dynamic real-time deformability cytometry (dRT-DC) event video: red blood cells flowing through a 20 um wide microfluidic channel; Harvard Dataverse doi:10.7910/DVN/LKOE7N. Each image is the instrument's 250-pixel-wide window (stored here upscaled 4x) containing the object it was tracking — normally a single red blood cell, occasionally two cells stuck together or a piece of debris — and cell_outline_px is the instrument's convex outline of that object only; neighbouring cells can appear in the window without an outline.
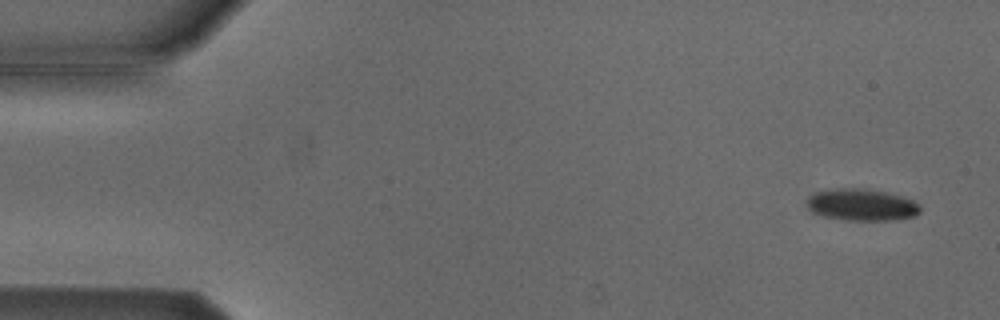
{"species": "Egyptian fruit bat (a non-hibernating species)", "species_latin": "Rousettus aegyptiacus", "temperature_condition": "cold", "stored_images_in_passage": 2, "camera_frame_rate_fps": 3000, "um_per_image_px": 0.085, "animal": {"sex": "male"}, "frame": {"image": 1, "passage_image": 2, "time_ms": 0.333, "image_size_px": [1000, 320], "cell_outline_px": [[920, 212], [916, 216], [896, 220], [848, 220], [824, 216], [812, 212], [808, 208], [804, 200], [812, 192], [828, 188], [864, 188], [884, 192], [900, 196], [912, 200], [920, 204]], "centroid_in_image_um": [73.19, 17.39], "position_along_channel_um": 11.8, "area_um2": 21.39}}